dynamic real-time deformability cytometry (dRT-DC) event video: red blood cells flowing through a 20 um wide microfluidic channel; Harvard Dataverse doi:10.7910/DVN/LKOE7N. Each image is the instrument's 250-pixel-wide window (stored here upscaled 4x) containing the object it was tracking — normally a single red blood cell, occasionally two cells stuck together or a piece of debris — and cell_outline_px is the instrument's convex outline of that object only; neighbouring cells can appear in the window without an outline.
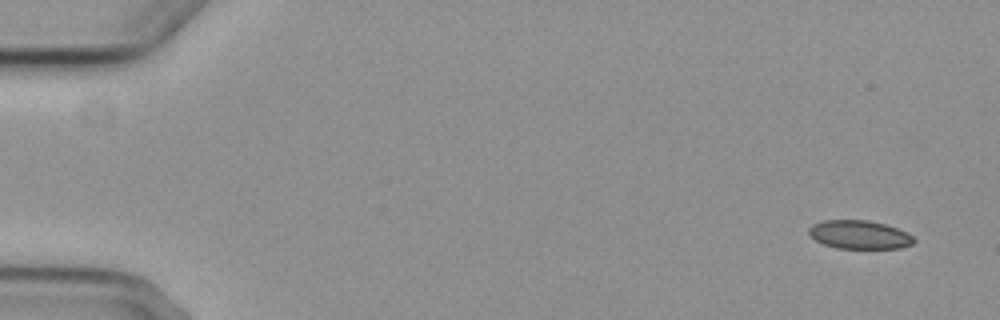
{"species": "common noctule bat (a hibernating species)", "species_latin": "Nyctalus noctula", "temperature_condition": "cold", "stored_images_in_passage": 4, "camera_frame_rate_fps": 3000, "um_per_image_px": 0.085, "animal": {"sex": "female", "body_mass_g": 29.2, "forearm_length_mm": 56.3}, "frame": {"image": 1, "passage_image": 1, "time_ms": 0.0, "image_size_px": [1000, 320], "cell_outline_px": [[916, 240], [912, 244], [900, 248], [836, 248], [824, 244], [816, 240], [808, 232], [808, 228], [812, 224], [824, 220], [868, 220], [884, 224], [896, 228], [912, 236]], "centroid_in_image_um": [73.03, 19.94], "position_along_channel_um": 12.0, "area_um2": 17.28}}